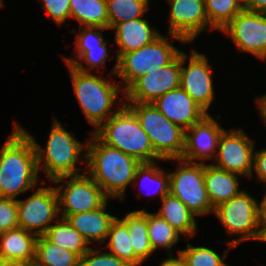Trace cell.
I'll return each mask as SVG.
<instances>
[{"label": "cell", "instance_id": "cell-19", "mask_svg": "<svg viewBox=\"0 0 266 266\" xmlns=\"http://www.w3.org/2000/svg\"><path fill=\"white\" fill-rule=\"evenodd\" d=\"M111 29L115 30L114 42L119 47L115 56L116 63L111 70V74L116 75L117 59L130 51L138 50L151 43L161 33L155 27L151 28L147 19L141 17L136 20L121 22L114 25Z\"/></svg>", "mask_w": 266, "mask_h": 266}, {"label": "cell", "instance_id": "cell-6", "mask_svg": "<svg viewBox=\"0 0 266 266\" xmlns=\"http://www.w3.org/2000/svg\"><path fill=\"white\" fill-rule=\"evenodd\" d=\"M147 133L155 153L163 160L179 159L184 151L185 130L170 122L153 103L124 102Z\"/></svg>", "mask_w": 266, "mask_h": 266}, {"label": "cell", "instance_id": "cell-13", "mask_svg": "<svg viewBox=\"0 0 266 266\" xmlns=\"http://www.w3.org/2000/svg\"><path fill=\"white\" fill-rule=\"evenodd\" d=\"M181 52L166 66L138 78L125 92L124 102L153 103L180 87Z\"/></svg>", "mask_w": 266, "mask_h": 266}, {"label": "cell", "instance_id": "cell-18", "mask_svg": "<svg viewBox=\"0 0 266 266\" xmlns=\"http://www.w3.org/2000/svg\"><path fill=\"white\" fill-rule=\"evenodd\" d=\"M153 104L170 122L184 130L207 114L181 87L160 96Z\"/></svg>", "mask_w": 266, "mask_h": 266}, {"label": "cell", "instance_id": "cell-5", "mask_svg": "<svg viewBox=\"0 0 266 266\" xmlns=\"http://www.w3.org/2000/svg\"><path fill=\"white\" fill-rule=\"evenodd\" d=\"M92 133L105 145L119 149L141 163L166 161L155 153L138 118L125 104Z\"/></svg>", "mask_w": 266, "mask_h": 266}, {"label": "cell", "instance_id": "cell-22", "mask_svg": "<svg viewBox=\"0 0 266 266\" xmlns=\"http://www.w3.org/2000/svg\"><path fill=\"white\" fill-rule=\"evenodd\" d=\"M239 174L204 163V183L213 208L239 195Z\"/></svg>", "mask_w": 266, "mask_h": 266}, {"label": "cell", "instance_id": "cell-27", "mask_svg": "<svg viewBox=\"0 0 266 266\" xmlns=\"http://www.w3.org/2000/svg\"><path fill=\"white\" fill-rule=\"evenodd\" d=\"M34 263L39 266H79L80 257L40 235L36 240Z\"/></svg>", "mask_w": 266, "mask_h": 266}, {"label": "cell", "instance_id": "cell-9", "mask_svg": "<svg viewBox=\"0 0 266 266\" xmlns=\"http://www.w3.org/2000/svg\"><path fill=\"white\" fill-rule=\"evenodd\" d=\"M52 182L55 185L60 184L55 189L58 195L59 214L65 219L69 215L98 209L109 199L88 174L62 176Z\"/></svg>", "mask_w": 266, "mask_h": 266}, {"label": "cell", "instance_id": "cell-28", "mask_svg": "<svg viewBox=\"0 0 266 266\" xmlns=\"http://www.w3.org/2000/svg\"><path fill=\"white\" fill-rule=\"evenodd\" d=\"M148 235L153 251L164 248L172 255V247L180 240V233L156 213L147 211Z\"/></svg>", "mask_w": 266, "mask_h": 266}, {"label": "cell", "instance_id": "cell-41", "mask_svg": "<svg viewBox=\"0 0 266 266\" xmlns=\"http://www.w3.org/2000/svg\"><path fill=\"white\" fill-rule=\"evenodd\" d=\"M160 266H187V264L180 254H177V258L169 254L168 258L163 260Z\"/></svg>", "mask_w": 266, "mask_h": 266}, {"label": "cell", "instance_id": "cell-11", "mask_svg": "<svg viewBox=\"0 0 266 266\" xmlns=\"http://www.w3.org/2000/svg\"><path fill=\"white\" fill-rule=\"evenodd\" d=\"M37 187L27 199L17 200L19 227L37 236L44 235L59 214L58 195L55 187Z\"/></svg>", "mask_w": 266, "mask_h": 266}, {"label": "cell", "instance_id": "cell-44", "mask_svg": "<svg viewBox=\"0 0 266 266\" xmlns=\"http://www.w3.org/2000/svg\"><path fill=\"white\" fill-rule=\"evenodd\" d=\"M257 241L266 243V223H260V234Z\"/></svg>", "mask_w": 266, "mask_h": 266}, {"label": "cell", "instance_id": "cell-17", "mask_svg": "<svg viewBox=\"0 0 266 266\" xmlns=\"http://www.w3.org/2000/svg\"><path fill=\"white\" fill-rule=\"evenodd\" d=\"M224 128L210 113L200 121L185 130L184 151L180 159L203 163L206 160H215L218 144ZM202 161V162H201Z\"/></svg>", "mask_w": 266, "mask_h": 266}, {"label": "cell", "instance_id": "cell-32", "mask_svg": "<svg viewBox=\"0 0 266 266\" xmlns=\"http://www.w3.org/2000/svg\"><path fill=\"white\" fill-rule=\"evenodd\" d=\"M107 42L105 41L103 44L93 47H75V58L64 57V62L83 72H92L94 68L101 69L99 67H105L108 56H110L106 45ZM77 58L81 59V62ZM82 61L87 66H84Z\"/></svg>", "mask_w": 266, "mask_h": 266}, {"label": "cell", "instance_id": "cell-48", "mask_svg": "<svg viewBox=\"0 0 266 266\" xmlns=\"http://www.w3.org/2000/svg\"><path fill=\"white\" fill-rule=\"evenodd\" d=\"M4 7L3 6V0H0V8Z\"/></svg>", "mask_w": 266, "mask_h": 266}, {"label": "cell", "instance_id": "cell-8", "mask_svg": "<svg viewBox=\"0 0 266 266\" xmlns=\"http://www.w3.org/2000/svg\"><path fill=\"white\" fill-rule=\"evenodd\" d=\"M245 190L214 208V213L229 235H238L228 241L237 247L245 240L257 241L260 234L259 203Z\"/></svg>", "mask_w": 266, "mask_h": 266}, {"label": "cell", "instance_id": "cell-45", "mask_svg": "<svg viewBox=\"0 0 266 266\" xmlns=\"http://www.w3.org/2000/svg\"><path fill=\"white\" fill-rule=\"evenodd\" d=\"M0 266H26V264L18 262V261L0 259Z\"/></svg>", "mask_w": 266, "mask_h": 266}, {"label": "cell", "instance_id": "cell-20", "mask_svg": "<svg viewBox=\"0 0 266 266\" xmlns=\"http://www.w3.org/2000/svg\"><path fill=\"white\" fill-rule=\"evenodd\" d=\"M108 201L98 209L69 215L68 222L86 239L89 246L93 242H106L111 223L116 216L106 212Z\"/></svg>", "mask_w": 266, "mask_h": 266}, {"label": "cell", "instance_id": "cell-43", "mask_svg": "<svg viewBox=\"0 0 266 266\" xmlns=\"http://www.w3.org/2000/svg\"><path fill=\"white\" fill-rule=\"evenodd\" d=\"M259 221L260 223H266V192L259 203Z\"/></svg>", "mask_w": 266, "mask_h": 266}, {"label": "cell", "instance_id": "cell-33", "mask_svg": "<svg viewBox=\"0 0 266 266\" xmlns=\"http://www.w3.org/2000/svg\"><path fill=\"white\" fill-rule=\"evenodd\" d=\"M242 10L237 0H205L209 24L217 31L225 27Z\"/></svg>", "mask_w": 266, "mask_h": 266}, {"label": "cell", "instance_id": "cell-25", "mask_svg": "<svg viewBox=\"0 0 266 266\" xmlns=\"http://www.w3.org/2000/svg\"><path fill=\"white\" fill-rule=\"evenodd\" d=\"M70 18L79 27H103L108 29L106 0H70Z\"/></svg>", "mask_w": 266, "mask_h": 266}, {"label": "cell", "instance_id": "cell-42", "mask_svg": "<svg viewBox=\"0 0 266 266\" xmlns=\"http://www.w3.org/2000/svg\"><path fill=\"white\" fill-rule=\"evenodd\" d=\"M255 102L257 103L259 109L260 118L263 122H266V94L255 97Z\"/></svg>", "mask_w": 266, "mask_h": 266}, {"label": "cell", "instance_id": "cell-1", "mask_svg": "<svg viewBox=\"0 0 266 266\" xmlns=\"http://www.w3.org/2000/svg\"><path fill=\"white\" fill-rule=\"evenodd\" d=\"M14 123L13 131L0 148V197L11 199L35 189L39 180L33 140Z\"/></svg>", "mask_w": 266, "mask_h": 266}, {"label": "cell", "instance_id": "cell-23", "mask_svg": "<svg viewBox=\"0 0 266 266\" xmlns=\"http://www.w3.org/2000/svg\"><path fill=\"white\" fill-rule=\"evenodd\" d=\"M162 207L156 212L181 235L192 238L197 232L196 215L176 196L171 193L161 199Z\"/></svg>", "mask_w": 266, "mask_h": 266}, {"label": "cell", "instance_id": "cell-16", "mask_svg": "<svg viewBox=\"0 0 266 266\" xmlns=\"http://www.w3.org/2000/svg\"><path fill=\"white\" fill-rule=\"evenodd\" d=\"M187 57L189 55L181 51L180 87L208 114V109L215 100L212 68L206 55L195 49H192L188 65L184 67Z\"/></svg>", "mask_w": 266, "mask_h": 266}, {"label": "cell", "instance_id": "cell-31", "mask_svg": "<svg viewBox=\"0 0 266 266\" xmlns=\"http://www.w3.org/2000/svg\"><path fill=\"white\" fill-rule=\"evenodd\" d=\"M157 163L158 161L142 162L136 169L134 183L136 182L135 180L138 179L140 180L139 184L142 185V188L145 185V187H151L154 185V189L156 188L157 190L155 189L156 193H151V195L155 196L156 194H159L161 197L160 199H162L165 195L170 193V176L169 171L165 172Z\"/></svg>", "mask_w": 266, "mask_h": 266}, {"label": "cell", "instance_id": "cell-34", "mask_svg": "<svg viewBox=\"0 0 266 266\" xmlns=\"http://www.w3.org/2000/svg\"><path fill=\"white\" fill-rule=\"evenodd\" d=\"M234 248L229 245V248L224 251V255L219 256V254L206 246H192L187 244V249L178 250L177 254H180L185 260L187 266H229L224 262L229 251Z\"/></svg>", "mask_w": 266, "mask_h": 266}, {"label": "cell", "instance_id": "cell-35", "mask_svg": "<svg viewBox=\"0 0 266 266\" xmlns=\"http://www.w3.org/2000/svg\"><path fill=\"white\" fill-rule=\"evenodd\" d=\"M91 247L85 254L80 257L79 266H130L121 258L114 254L101 251V249ZM102 252V253H101Z\"/></svg>", "mask_w": 266, "mask_h": 266}, {"label": "cell", "instance_id": "cell-47", "mask_svg": "<svg viewBox=\"0 0 266 266\" xmlns=\"http://www.w3.org/2000/svg\"><path fill=\"white\" fill-rule=\"evenodd\" d=\"M26 266H39V265H37L36 263H29V264H27Z\"/></svg>", "mask_w": 266, "mask_h": 266}, {"label": "cell", "instance_id": "cell-46", "mask_svg": "<svg viewBox=\"0 0 266 266\" xmlns=\"http://www.w3.org/2000/svg\"><path fill=\"white\" fill-rule=\"evenodd\" d=\"M243 9H245L251 2V0H237Z\"/></svg>", "mask_w": 266, "mask_h": 266}, {"label": "cell", "instance_id": "cell-37", "mask_svg": "<svg viewBox=\"0 0 266 266\" xmlns=\"http://www.w3.org/2000/svg\"><path fill=\"white\" fill-rule=\"evenodd\" d=\"M108 30L103 27H79L78 32L75 35V47H93L100 44H103L106 39L104 34L102 35L101 31Z\"/></svg>", "mask_w": 266, "mask_h": 266}, {"label": "cell", "instance_id": "cell-3", "mask_svg": "<svg viewBox=\"0 0 266 266\" xmlns=\"http://www.w3.org/2000/svg\"><path fill=\"white\" fill-rule=\"evenodd\" d=\"M66 66L69 70L74 94L82 112L96 130L124 105L122 100L121 105L119 104L118 108L115 107L116 110H112V107L117 103V99H119L121 90L124 97L123 89L120 83L104 78L103 73L102 75H95L92 72L80 71L70 64H66Z\"/></svg>", "mask_w": 266, "mask_h": 266}, {"label": "cell", "instance_id": "cell-26", "mask_svg": "<svg viewBox=\"0 0 266 266\" xmlns=\"http://www.w3.org/2000/svg\"><path fill=\"white\" fill-rule=\"evenodd\" d=\"M52 224L44 236L53 244L64 247L76 253L79 257L85 254L91 247L86 239L68 222L67 219L59 217Z\"/></svg>", "mask_w": 266, "mask_h": 266}, {"label": "cell", "instance_id": "cell-30", "mask_svg": "<svg viewBox=\"0 0 266 266\" xmlns=\"http://www.w3.org/2000/svg\"><path fill=\"white\" fill-rule=\"evenodd\" d=\"M107 245L109 253L116 255L130 266H134V251L131 244L127 225L118 217L111 223Z\"/></svg>", "mask_w": 266, "mask_h": 266}, {"label": "cell", "instance_id": "cell-7", "mask_svg": "<svg viewBox=\"0 0 266 266\" xmlns=\"http://www.w3.org/2000/svg\"><path fill=\"white\" fill-rule=\"evenodd\" d=\"M181 51L168 41L167 35L160 34L142 48L123 53L117 59L116 70L123 92L141 76L169 64Z\"/></svg>", "mask_w": 266, "mask_h": 266}, {"label": "cell", "instance_id": "cell-15", "mask_svg": "<svg viewBox=\"0 0 266 266\" xmlns=\"http://www.w3.org/2000/svg\"><path fill=\"white\" fill-rule=\"evenodd\" d=\"M170 5V38L180 43H192L198 35L209 28L215 30L208 21L205 0H167Z\"/></svg>", "mask_w": 266, "mask_h": 266}, {"label": "cell", "instance_id": "cell-2", "mask_svg": "<svg viewBox=\"0 0 266 266\" xmlns=\"http://www.w3.org/2000/svg\"><path fill=\"white\" fill-rule=\"evenodd\" d=\"M87 141L85 167L89 176L109 199L124 201L125 191L134 182L141 162L128 154L102 143L91 131Z\"/></svg>", "mask_w": 266, "mask_h": 266}, {"label": "cell", "instance_id": "cell-40", "mask_svg": "<svg viewBox=\"0 0 266 266\" xmlns=\"http://www.w3.org/2000/svg\"><path fill=\"white\" fill-rule=\"evenodd\" d=\"M245 10L257 13H266V0H251Z\"/></svg>", "mask_w": 266, "mask_h": 266}, {"label": "cell", "instance_id": "cell-21", "mask_svg": "<svg viewBox=\"0 0 266 266\" xmlns=\"http://www.w3.org/2000/svg\"><path fill=\"white\" fill-rule=\"evenodd\" d=\"M37 235L21 227L0 233V259L24 264L35 260Z\"/></svg>", "mask_w": 266, "mask_h": 266}, {"label": "cell", "instance_id": "cell-39", "mask_svg": "<svg viewBox=\"0 0 266 266\" xmlns=\"http://www.w3.org/2000/svg\"><path fill=\"white\" fill-rule=\"evenodd\" d=\"M253 172L261 183L266 185V148L254 151Z\"/></svg>", "mask_w": 266, "mask_h": 266}, {"label": "cell", "instance_id": "cell-4", "mask_svg": "<svg viewBox=\"0 0 266 266\" xmlns=\"http://www.w3.org/2000/svg\"><path fill=\"white\" fill-rule=\"evenodd\" d=\"M22 129L33 140L38 171H44L49 181L62 176L81 174L80 171L83 169L78 168L76 164L83 163V160L86 164V153L84 157L81 156V153L87 149V142L84 144L77 140L74 135L64 129L57 118H53L45 148L39 146L30 132L28 133L25 128Z\"/></svg>", "mask_w": 266, "mask_h": 266}, {"label": "cell", "instance_id": "cell-29", "mask_svg": "<svg viewBox=\"0 0 266 266\" xmlns=\"http://www.w3.org/2000/svg\"><path fill=\"white\" fill-rule=\"evenodd\" d=\"M108 29L114 25L136 20L148 11L149 0H106Z\"/></svg>", "mask_w": 266, "mask_h": 266}, {"label": "cell", "instance_id": "cell-36", "mask_svg": "<svg viewBox=\"0 0 266 266\" xmlns=\"http://www.w3.org/2000/svg\"><path fill=\"white\" fill-rule=\"evenodd\" d=\"M19 227L17 199L0 197V233Z\"/></svg>", "mask_w": 266, "mask_h": 266}, {"label": "cell", "instance_id": "cell-10", "mask_svg": "<svg viewBox=\"0 0 266 266\" xmlns=\"http://www.w3.org/2000/svg\"><path fill=\"white\" fill-rule=\"evenodd\" d=\"M174 160L179 162V166L175 171L169 172L170 193L178 197L196 216L214 213L204 183V164L180 158L168 159Z\"/></svg>", "mask_w": 266, "mask_h": 266}, {"label": "cell", "instance_id": "cell-12", "mask_svg": "<svg viewBox=\"0 0 266 266\" xmlns=\"http://www.w3.org/2000/svg\"><path fill=\"white\" fill-rule=\"evenodd\" d=\"M220 32L226 33L239 51L266 59V13L243 9Z\"/></svg>", "mask_w": 266, "mask_h": 266}, {"label": "cell", "instance_id": "cell-14", "mask_svg": "<svg viewBox=\"0 0 266 266\" xmlns=\"http://www.w3.org/2000/svg\"><path fill=\"white\" fill-rule=\"evenodd\" d=\"M255 141L242 129L224 130L214 160L216 167L242 177H252Z\"/></svg>", "mask_w": 266, "mask_h": 266}, {"label": "cell", "instance_id": "cell-24", "mask_svg": "<svg viewBox=\"0 0 266 266\" xmlns=\"http://www.w3.org/2000/svg\"><path fill=\"white\" fill-rule=\"evenodd\" d=\"M121 220L128 227L134 251V266H142V263L154 253L149 241L147 211L141 209L129 212Z\"/></svg>", "mask_w": 266, "mask_h": 266}, {"label": "cell", "instance_id": "cell-38", "mask_svg": "<svg viewBox=\"0 0 266 266\" xmlns=\"http://www.w3.org/2000/svg\"><path fill=\"white\" fill-rule=\"evenodd\" d=\"M43 9L50 19L61 26L70 19V0H42Z\"/></svg>", "mask_w": 266, "mask_h": 266}]
</instances>
